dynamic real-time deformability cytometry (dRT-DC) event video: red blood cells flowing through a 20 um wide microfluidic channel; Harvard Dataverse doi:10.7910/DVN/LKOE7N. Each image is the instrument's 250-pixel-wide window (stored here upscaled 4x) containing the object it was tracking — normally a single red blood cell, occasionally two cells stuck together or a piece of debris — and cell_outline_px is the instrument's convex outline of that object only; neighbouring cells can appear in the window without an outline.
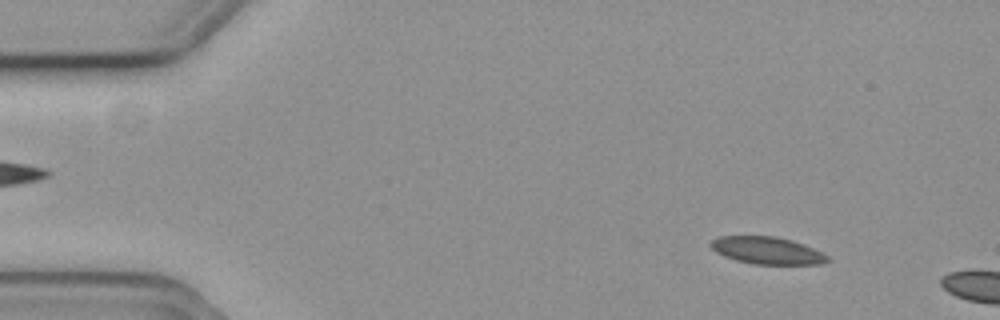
{"species": "common noctule bat (a hibernating species)", "species_latin": "Nyctalus noctula", "temperature_condition": "cold", "stored_images_in_passage": 9, "camera_frame_rate_fps": 3000, "um_per_image_px": 0.085, "animal": {"sex": "female", "body_mass_g": 19.3, "forearm_length_mm": 54.1}, "frame": {"image": 1, "passage_image": 6, "time_ms": 1.667, "image_size_px": [1000, 320], "cell_outline_px": [[832, 260], [820, 264], [752, 264], [736, 260], [724, 256], [716, 252], [708, 244], [712, 240], [720, 236], [776, 236], [792, 240], [804, 244], [828, 256]], "centroid_in_image_um": [65.2, 21.29], "position_along_channel_um": 19.8, "area_um2": 18.55}}